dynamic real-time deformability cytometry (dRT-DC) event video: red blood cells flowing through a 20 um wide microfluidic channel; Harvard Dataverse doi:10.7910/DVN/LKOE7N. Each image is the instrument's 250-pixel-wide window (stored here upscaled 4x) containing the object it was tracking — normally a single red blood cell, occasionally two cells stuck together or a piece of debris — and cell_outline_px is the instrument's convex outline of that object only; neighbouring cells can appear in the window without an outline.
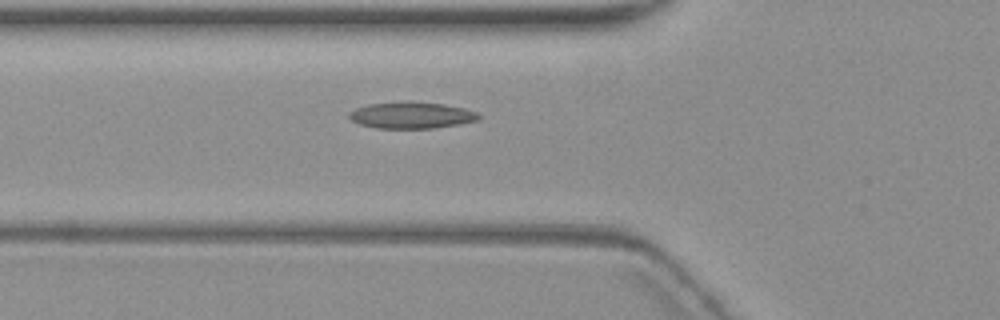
{"species": "common noctule bat (a hibernating species)", "species_latin": "Nyctalus noctula", "temperature_condition": "warm", "stored_images_in_passage": 5, "camera_frame_rate_fps": 3000, "um_per_image_px": 0.085, "animal": {"sex": "female", "body_mass_g": 19.3, "forearm_length_mm": 54.1}, "frame": {"image": 1, "passage_image": 5, "time_ms": 5.333, "image_size_px": [1000, 320], "cell_outline_px": [[480, 120], [432, 128], [376, 128], [360, 124], [352, 120], [348, 116], [348, 112], [356, 108], [368, 104], [404, 100], [408, 100], [444, 104], [464, 108], [476, 112], [480, 116]], "centroid_in_image_um": [34.95, 9.77], "position_along_channel_um": 90.9, "area_um2": 20.17}}